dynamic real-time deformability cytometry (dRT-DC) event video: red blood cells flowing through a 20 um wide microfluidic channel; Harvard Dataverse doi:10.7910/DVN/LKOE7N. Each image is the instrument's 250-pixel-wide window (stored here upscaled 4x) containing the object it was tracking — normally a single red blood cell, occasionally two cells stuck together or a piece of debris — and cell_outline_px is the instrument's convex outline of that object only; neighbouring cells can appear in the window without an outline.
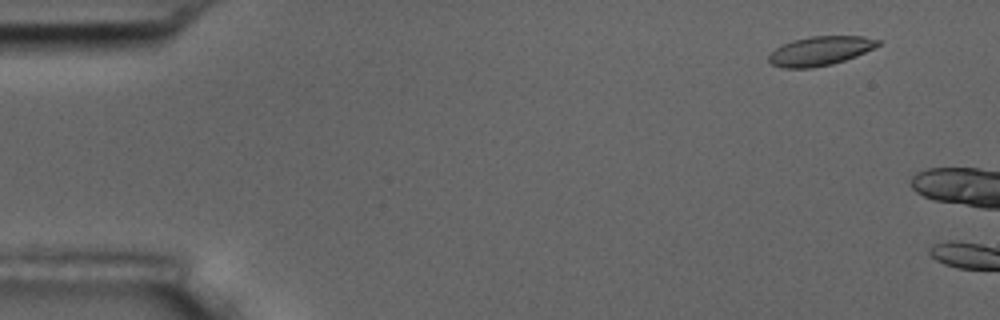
{"species": "common noctule bat (a hibernating species)", "species_latin": "Nyctalus noctula", "temperature_condition": "room temperature", "stored_images_in_passage": 3, "camera_frame_rate_fps": 3000, "um_per_image_px": 0.085, "animal": {"sex": "male", "body_mass_g": 17.5, "forearm_length_mm": 52.3}, "frame": {"image": 1, "passage_image": 2, "time_ms": 1.333, "image_size_px": [1000, 320], "cell_outline_px": [[880, 44], [856, 56], [832, 64], [812, 68], [784, 68], [772, 64], [768, 60], [768, 56], [776, 48], [792, 40], [812, 36], [864, 36], [880, 40]], "centroid_in_image_um": [69.7, 4.33], "position_along_channel_um": 15.3, "area_um2": 18.38}}